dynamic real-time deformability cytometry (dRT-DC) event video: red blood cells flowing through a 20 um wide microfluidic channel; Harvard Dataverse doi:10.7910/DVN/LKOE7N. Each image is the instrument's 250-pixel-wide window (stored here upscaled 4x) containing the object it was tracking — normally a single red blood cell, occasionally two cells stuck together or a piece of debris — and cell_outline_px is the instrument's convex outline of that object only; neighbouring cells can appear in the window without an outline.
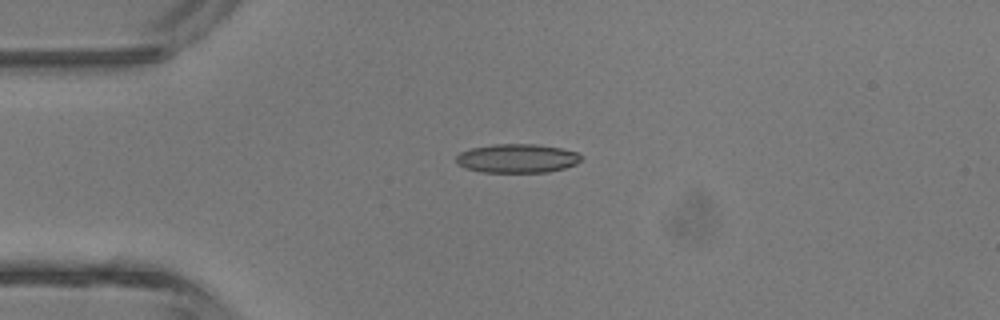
{"species": "common noctule bat (a hibernating species)", "species_latin": "Nyctalus noctula", "temperature_condition": "room temperature", "stored_images_in_passage": 4, "camera_frame_rate_fps": 3000, "um_per_image_px": 0.085, "animal": {"sex": "male", "body_mass_g": 13.3}, "frame": {"image": 1, "passage_image": 3, "time_ms": 2.333, "image_size_px": [1000, 320], "cell_outline_px": [[580, 160], [576, 164], [564, 168], [548, 172], [480, 172], [464, 168], [456, 164], [456, 156], [460, 152], [472, 148], [492, 144], [536, 144], [560, 148], [576, 152], [580, 156]], "centroid_in_image_um": [43.9, 13.46], "position_along_channel_um": 41.1, "area_um2": 21.04}}